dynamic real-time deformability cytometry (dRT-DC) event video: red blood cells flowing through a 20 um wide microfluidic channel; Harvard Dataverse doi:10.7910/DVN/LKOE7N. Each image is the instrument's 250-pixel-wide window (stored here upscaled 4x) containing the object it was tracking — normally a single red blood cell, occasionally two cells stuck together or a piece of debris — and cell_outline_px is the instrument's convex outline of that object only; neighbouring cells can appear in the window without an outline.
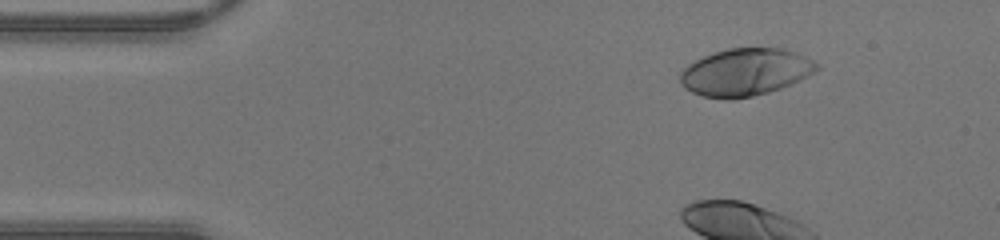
{"species": "human", "species_latin": "Homo sapiens", "temperature_condition": "warm", "stored_images_in_passage": 36, "camera_frame_rate_fps": 3000, "um_per_image_px": 0.085, "donor": {"sex": "male"}, "frame": {"image": 1, "passage_image": 6, "time_ms": 1.667, "image_size_px": [1000, 240], "cell_outline_px": [[820, 68], [780, 88], [768, 92], [752, 96], [732, 100], [724, 100], [704, 96], [692, 92], [684, 88], [680, 80], [680, 72], [688, 64], [704, 56], [728, 48], [784, 48], [796, 52], [820, 64]], "centroid_in_image_um": [63.32, 6.13], "position_along_channel_um": 21.7, "area_um2": 37.4}}